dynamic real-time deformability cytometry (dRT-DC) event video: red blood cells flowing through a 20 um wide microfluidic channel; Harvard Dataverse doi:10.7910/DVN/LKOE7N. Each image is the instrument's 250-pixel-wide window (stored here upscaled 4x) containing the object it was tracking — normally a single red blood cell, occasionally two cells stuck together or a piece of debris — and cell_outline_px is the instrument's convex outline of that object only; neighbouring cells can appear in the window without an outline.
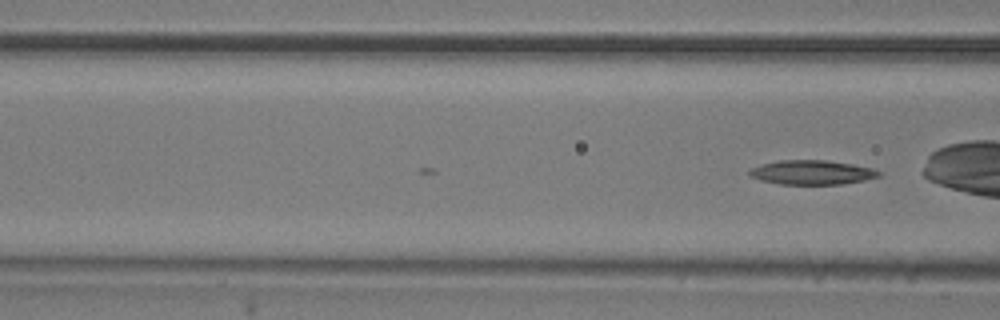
{"species": "common noctule bat (a hibernating species)", "species_latin": "Nyctalus noctula", "temperature_condition": "room temperature", "stored_images_in_passage": 17, "camera_frame_rate_fps": 3000, "um_per_image_px": 0.085, "animal": {"sex": "male", "body_mass_g": 20.5, "forearm_length_mm": 52.5}, "frame": {"image": 1, "passage_image": 17, "time_ms": 5.333, "image_size_px": [1000, 320], "cell_outline_px": [[880, 176], [864, 180], [844, 184], [780, 184], [760, 180], [748, 176], [748, 172], [752, 168], [764, 164], [780, 160], [828, 160], [852, 164], [872, 168], [880, 172]], "centroid_in_image_um": [69.01, 14.66], "position_along_channel_um": 97.6, "area_um2": 18.26}}